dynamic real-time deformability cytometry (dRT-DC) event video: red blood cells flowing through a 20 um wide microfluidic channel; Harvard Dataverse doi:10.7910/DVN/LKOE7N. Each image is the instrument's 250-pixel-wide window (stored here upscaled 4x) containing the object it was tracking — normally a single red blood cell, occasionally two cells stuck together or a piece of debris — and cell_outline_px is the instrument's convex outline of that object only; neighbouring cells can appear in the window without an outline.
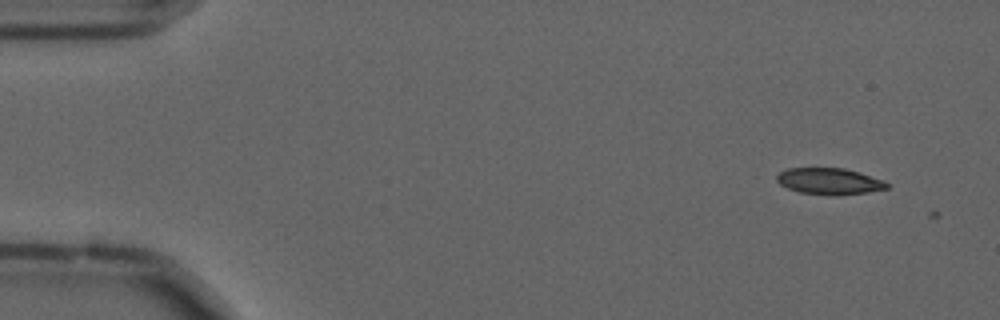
{"species": "common noctule bat (a hibernating species)", "species_latin": "Nyctalus noctula", "temperature_condition": "cold", "stored_images_in_passage": 2, "camera_frame_rate_fps": 3000, "um_per_image_px": 0.085, "animal": {"sex": "male", "forearm_length_mm": 52.5}, "frame": {"image": 1, "passage_image": 1, "time_ms": 0.0, "image_size_px": [1000, 320], "cell_outline_px": [[888, 188], [868, 192], [836, 196], [800, 192], [788, 188], [780, 184], [776, 180], [776, 176], [780, 172], [788, 168], [844, 168], [860, 172], [884, 180], [888, 184]], "centroid_in_image_um": [70.51, 15.4], "position_along_channel_um": 14.5, "area_um2": 16.99}}